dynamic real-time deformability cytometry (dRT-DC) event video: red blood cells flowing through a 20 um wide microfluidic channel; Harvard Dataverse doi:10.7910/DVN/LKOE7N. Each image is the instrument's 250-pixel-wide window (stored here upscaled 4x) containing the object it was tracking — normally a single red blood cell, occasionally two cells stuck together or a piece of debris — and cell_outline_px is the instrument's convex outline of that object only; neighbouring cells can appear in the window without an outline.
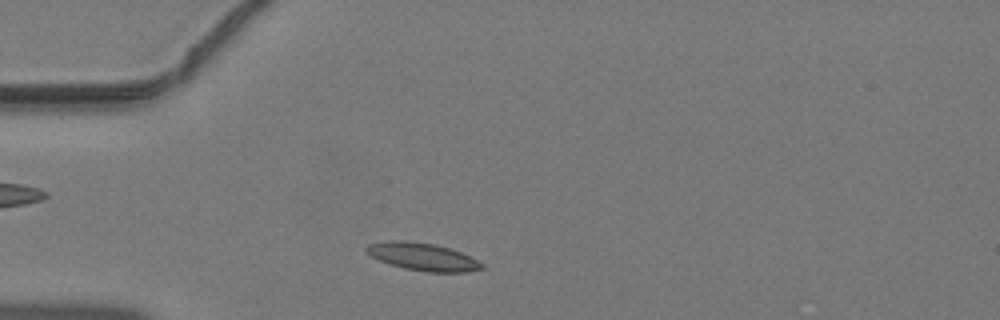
{"species": "common noctule bat (a hibernating species)", "species_latin": "Nyctalus noctula", "temperature_condition": "warm", "stored_images_in_passage": 37, "camera_frame_rate_fps": 3000, "um_per_image_px": 0.085, "animal": {"sex": "male", "body_mass_g": 19.2, "forearm_length_mm": 51.8}, "frame": {"image": 1, "passage_image": 4, "time_ms": 1.0, "image_size_px": [1000, 320], "cell_outline_px": [[484, 268], [468, 272], [428, 272], [404, 268], [388, 264], [364, 252], [364, 248], [368, 244], [388, 240], [404, 240], [432, 244], [448, 248], [460, 252], [484, 264]], "centroid_in_image_um": [35.88, 21.82], "position_along_channel_um": 49.1, "area_um2": 18.5}}
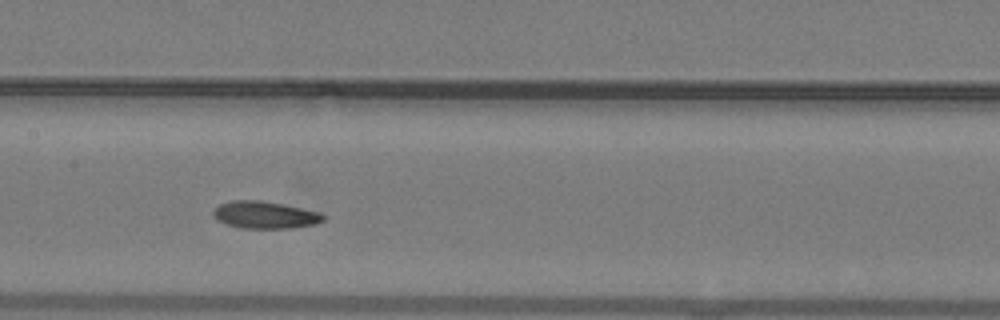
{"frame": {"image": 2, "passage_image": 14, "time_ms": 4.333, "image_size_px": [1000, 320], "cell_outline_px": [[324, 220], [316, 224], [288, 228], [240, 228], [216, 220], [212, 216], [212, 212], [220, 204], [232, 200], [260, 200], [320, 212], [324, 216]], "centroid_in_image_um": [22.48, 18.27], "position_along_channel_um": 184.9, "area_um2": 17.28}}
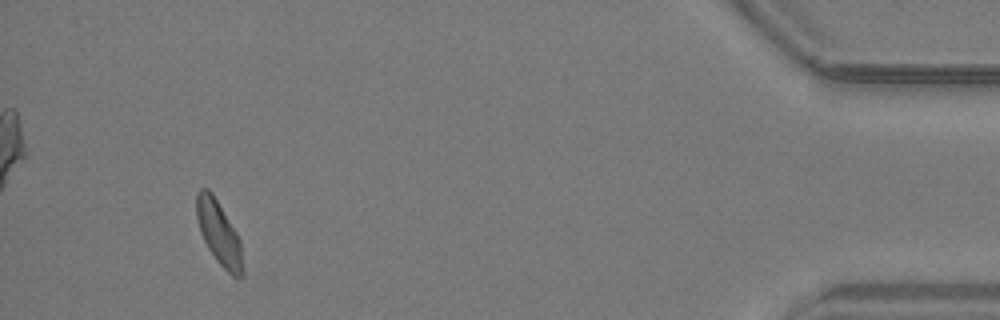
{"frame": {"image": 3, "passage_image": 34, "time_ms": 11.0, "image_size_px": [1000, 320], "cell_outline_px": [[244, 276], [232, 276], [216, 260], [208, 248], [200, 232], [196, 216], [196, 192], [200, 188], [208, 188], [212, 192], [236, 232], [240, 240], [244, 268]], "centroid_in_image_um": [18.6, 19.8], "position_along_channel_um": 416.6, "area_um2": 17.17}}